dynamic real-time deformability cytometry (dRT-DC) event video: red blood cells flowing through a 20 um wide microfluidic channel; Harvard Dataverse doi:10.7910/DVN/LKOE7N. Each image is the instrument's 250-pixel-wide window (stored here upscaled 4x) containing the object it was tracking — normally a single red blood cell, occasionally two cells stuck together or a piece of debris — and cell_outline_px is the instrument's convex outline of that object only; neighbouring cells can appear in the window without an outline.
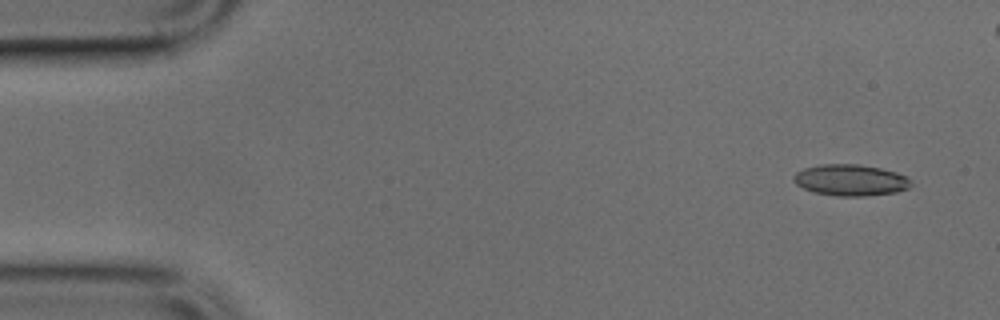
{"species": "common noctule bat (a hibernating species)", "species_latin": "Nyctalus noctula", "temperature_condition": "cold", "stored_images_in_passage": 21, "camera_frame_rate_fps": 3000, "um_per_image_px": 0.085, "animal": {"sex": "male", "body_mass_g": 17.9, "forearm_length_mm": 54.2}, "frame": {"image": 1, "passage_image": 3, "time_ms": 0.667, "image_size_px": [1000, 320], "cell_outline_px": [[912, 184], [908, 188], [896, 192], [864, 196], [836, 196], [812, 192], [796, 184], [792, 180], [792, 176], [796, 172], [804, 168], [820, 164], [856, 164], [880, 168], [896, 172], [908, 176], [912, 180]], "centroid_in_image_um": [72.29, 15.31], "position_along_channel_um": 12.7, "area_um2": 21.62}}